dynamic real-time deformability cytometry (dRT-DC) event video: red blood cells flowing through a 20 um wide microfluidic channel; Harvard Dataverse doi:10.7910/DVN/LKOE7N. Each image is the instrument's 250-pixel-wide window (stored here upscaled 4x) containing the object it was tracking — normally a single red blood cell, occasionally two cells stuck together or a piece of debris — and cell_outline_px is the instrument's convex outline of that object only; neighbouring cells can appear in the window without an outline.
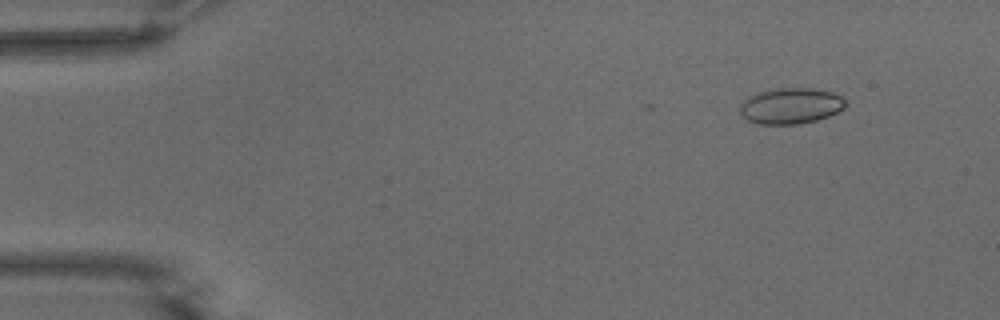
{"species": "common noctule bat (a hibernating species)", "species_latin": "Nyctalus noctula", "temperature_condition": "warm", "stored_images_in_passage": 40, "camera_frame_rate_fps": 3000, "um_per_image_px": 0.085, "animal": {"sex": "male", "body_mass_g": 15.6}, "frame": {"image": 1, "passage_image": 1, "time_ms": 0.0, "image_size_px": [1000, 320], "cell_outline_px": [[848, 104], [844, 108], [828, 116], [816, 120], [800, 124], [760, 124], [748, 120], [740, 112], [740, 104], [744, 100], [760, 92], [776, 88], [812, 88], [832, 92], [840, 96]], "centroid_in_image_um": [67.24, 9.0], "position_along_channel_um": 17.8, "area_um2": 21.91}}
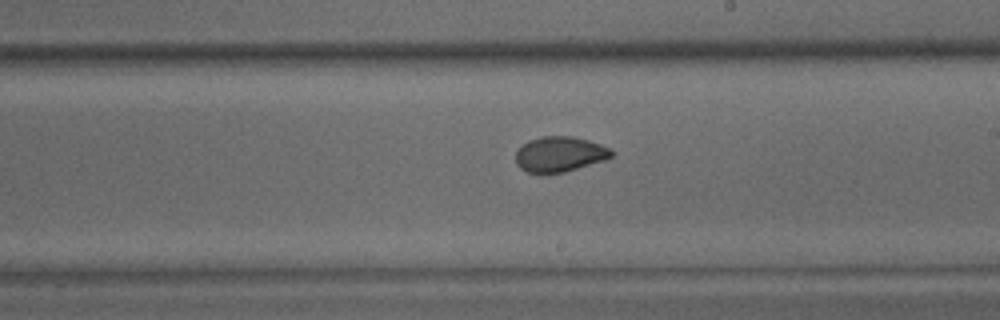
{"frame": {"image": 2, "passage_image": 27, "time_ms": 8.667, "image_size_px": [1000, 320], "cell_outline_px": [[612, 156], [604, 160], [564, 172], [528, 172], [520, 168], [516, 164], [516, 152], [528, 140], [540, 136], [572, 136], [588, 140], [600, 144], [608, 148], [612, 152]], "centroid_in_image_um": [47.55, 13.09], "position_along_channel_um": 241.4, "area_um2": 19.36}}
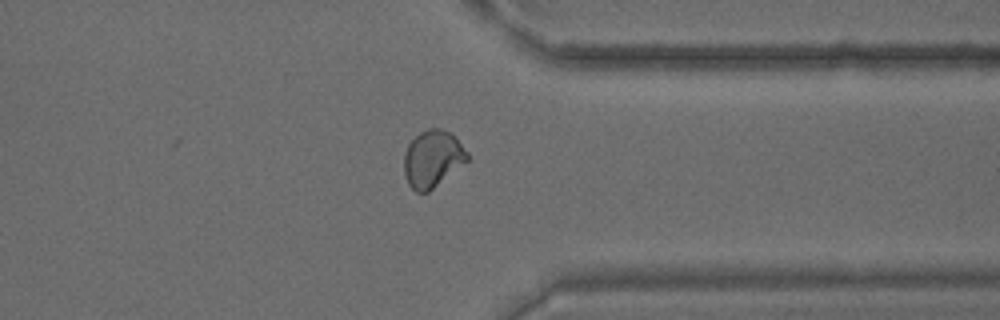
{"frame": {"image": 3, "passage_image": 38, "time_ms": 12.333, "image_size_px": [1000, 320], "cell_outline_px": [[468, 160], [428, 192], [416, 192], [408, 184], [404, 172], [404, 156], [408, 144], [420, 132], [428, 128], [440, 128], [448, 132], [468, 152]], "centroid_in_image_um": [36.74, 13.5], "position_along_channel_um": 374.7, "area_um2": 20.58}, "authors_computed_cell_mechanics": {"area_um2": 20.2878, "velocity_mm_per_s": 3.7149, "shape_relaxation_time_tau1_ms": 8.946, "shape_relaxation_time_tau2_ms": 0.7063, "deformation_change_tau1": 0.1564, "deformation_change_tau2": 0.0414}}